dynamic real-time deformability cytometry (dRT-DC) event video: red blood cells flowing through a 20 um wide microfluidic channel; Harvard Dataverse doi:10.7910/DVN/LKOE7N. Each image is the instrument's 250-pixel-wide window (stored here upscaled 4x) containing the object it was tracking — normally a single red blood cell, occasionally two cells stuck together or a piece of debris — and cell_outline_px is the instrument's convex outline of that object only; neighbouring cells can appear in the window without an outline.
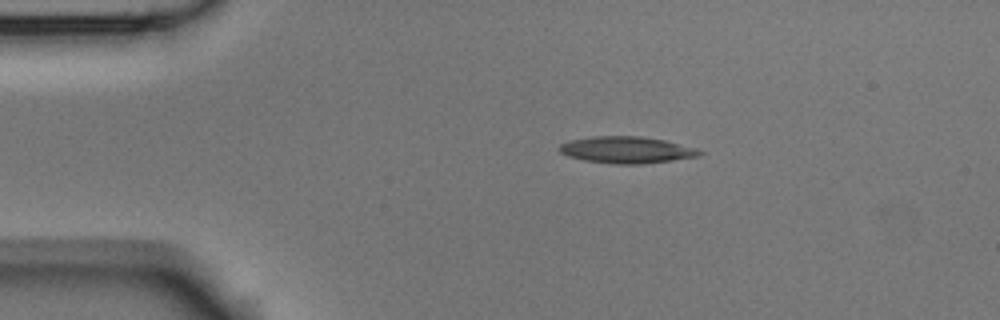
{"species": "Egyptian fruit bat (a non-hibernating species)", "species_latin": "Rousettus aegyptiacus", "temperature_condition": "room temperature", "stored_images_in_passage": 4, "camera_frame_rate_fps": 3000, "um_per_image_px": 0.085, "animal": {"sex": "male"}, "frame": {"image": 1, "passage_image": 2, "time_ms": 0.333, "image_size_px": [1000, 320], "cell_outline_px": [[704, 152], [700, 156], [644, 164], [616, 164], [584, 160], [568, 156], [560, 152], [556, 148], [560, 144], [568, 140], [592, 136], [640, 136], [664, 140], [696, 148]], "centroid_in_image_um": [53.23, 12.74], "position_along_channel_um": 31.8, "area_um2": 21.91}}
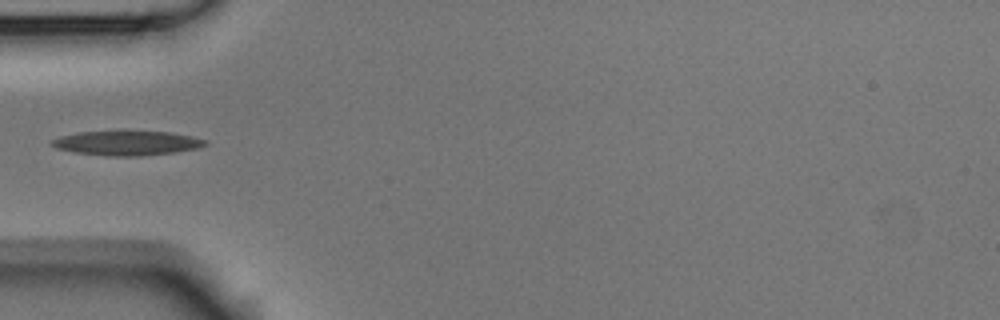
{"frame": {"image": 2, "passage_image": 4, "time_ms": 1.0, "image_size_px": [1000, 320], "cell_outline_px": [[208, 144], [200, 148], [176, 152], [140, 156], [108, 156], [76, 152], [56, 148], [48, 144], [52, 140], [60, 136], [80, 132], [168, 132], [192, 136], [208, 140]], "centroid_in_image_um": [10.83, 12.17], "position_along_channel_um": 74.2, "area_um2": 21.73}}